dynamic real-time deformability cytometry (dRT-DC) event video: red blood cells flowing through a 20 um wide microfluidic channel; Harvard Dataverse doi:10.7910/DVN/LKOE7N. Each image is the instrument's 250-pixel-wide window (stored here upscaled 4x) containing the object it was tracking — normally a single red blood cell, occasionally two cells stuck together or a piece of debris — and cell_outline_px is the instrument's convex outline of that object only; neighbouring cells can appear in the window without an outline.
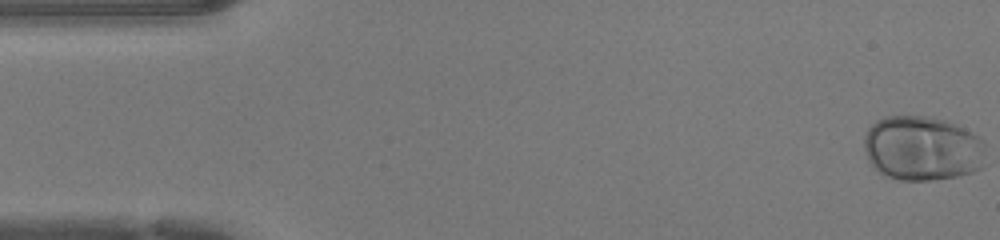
{"species": "human", "species_latin": "Homo sapiens", "temperature_condition": "warm", "stored_images_in_passage": 47, "camera_frame_rate_fps": 3000, "um_per_image_px": 0.085, "donor": {"sex": "female"}, "frame": {"image": 1, "passage_image": 1, "time_ms": 0.0, "image_size_px": [1000, 240], "cell_outline_px": [[984, 152], [980, 168], [972, 172], [956, 176], [928, 180], [900, 180], [884, 176], [868, 160], [864, 148], [864, 136], [868, 128], [876, 120], [884, 116], [932, 116], [944, 120], [964, 128], [980, 136], [984, 140]], "centroid_in_image_um": [78.37, 12.59], "position_along_channel_um": 6.6, "area_um2": 46.01}}
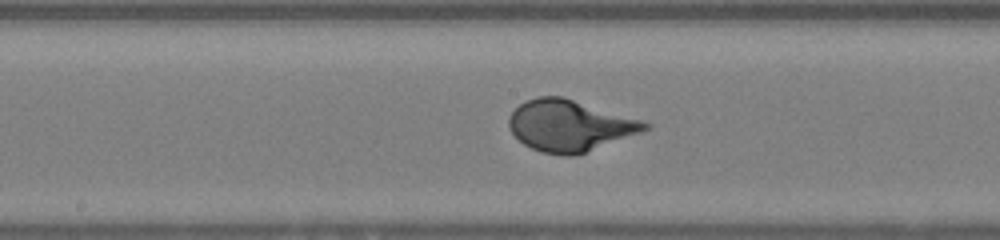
{"frame": {"image": 2, "passage_image": 24, "time_ms": 7.667, "image_size_px": [1000, 240], "cell_outline_px": [[652, 128], [576, 156], [564, 156], [540, 152], [524, 144], [508, 128], [508, 116], [520, 104], [536, 96], [564, 96], [640, 120], [652, 124]], "centroid_in_image_um": [48.42, 10.68], "position_along_channel_um": 199.8, "area_um2": 40.63}}
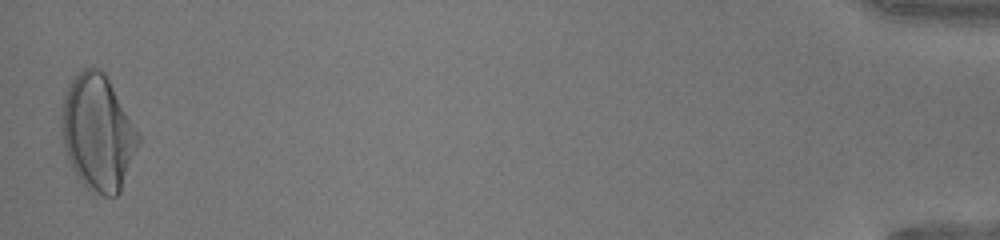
{"frame": {"image": 3, "passage_image": 47, "time_ms": 15.333, "image_size_px": [1000, 240], "cell_outline_px": [[140, 140], [120, 192], [116, 196], [104, 196], [88, 188], [76, 176], [68, 160], [64, 148], [60, 124], [60, 112], [64, 92], [72, 80], [84, 68], [100, 68], [108, 76], [140, 132]], "centroid_in_image_um": [8.31, 11.24], "position_along_channel_um": 426.9, "area_um2": 52.25}, "authors_computed_cell_mechanics": {"area_um2": 40.6334, "velocity_mm_per_s": 4.2657, "shape_relaxation_time_tau1_ms": 3.5673, "shape_relaxation_time_tau2_ms": null, "deformation_change_tau1": 0.2158, "deformation_change_tau2": null}}